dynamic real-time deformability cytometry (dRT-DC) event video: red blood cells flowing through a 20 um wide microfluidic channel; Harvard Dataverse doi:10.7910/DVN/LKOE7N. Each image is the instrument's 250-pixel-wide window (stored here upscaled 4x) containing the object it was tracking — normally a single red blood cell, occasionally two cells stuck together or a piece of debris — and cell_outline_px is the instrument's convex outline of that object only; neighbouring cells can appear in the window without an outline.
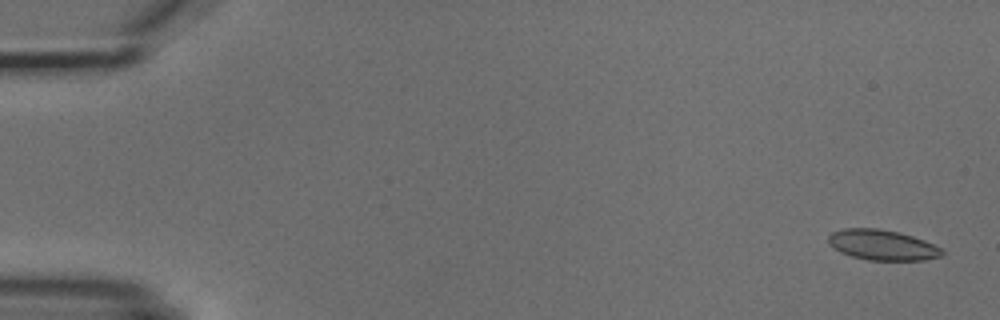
{"species": "common noctule bat (a hibernating species)", "species_latin": "Nyctalus noctula", "temperature_condition": "cold", "stored_images_in_passage": 4, "camera_frame_rate_fps": 3000, "um_per_image_px": 0.085, "animal": {"sex": "male", "body_mass_g": 18.8}, "frame": {"image": 1, "passage_image": 1, "time_ms": 0.0, "image_size_px": [1000, 320], "cell_outline_px": [[944, 252], [940, 256], [924, 260], [868, 260], [852, 256], [840, 252], [828, 240], [828, 236], [832, 232], [844, 228], [880, 228], [912, 236], [924, 240], [944, 248]], "centroid_in_image_um": [75.03, 20.82], "position_along_channel_um": 10.0, "area_um2": 20.0}}
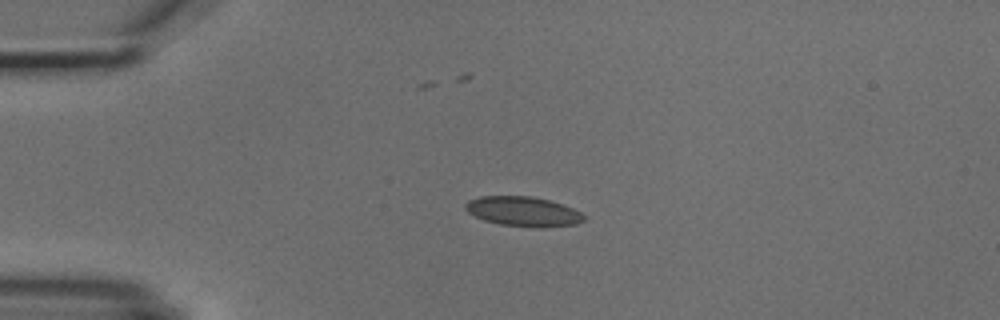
{"frame": {"image": 2, "passage_image": 4, "time_ms": 3.667, "image_size_px": [1000, 320], "cell_outline_px": [[584, 220], [576, 224], [544, 228], [536, 228], [500, 224], [484, 220], [468, 212], [464, 208], [464, 204], [468, 200], [480, 196], [532, 196], [548, 200], [572, 208], [580, 212], [584, 216]], "centroid_in_image_um": [44.45, 17.98], "position_along_channel_um": 40.6, "area_um2": 20.52}}